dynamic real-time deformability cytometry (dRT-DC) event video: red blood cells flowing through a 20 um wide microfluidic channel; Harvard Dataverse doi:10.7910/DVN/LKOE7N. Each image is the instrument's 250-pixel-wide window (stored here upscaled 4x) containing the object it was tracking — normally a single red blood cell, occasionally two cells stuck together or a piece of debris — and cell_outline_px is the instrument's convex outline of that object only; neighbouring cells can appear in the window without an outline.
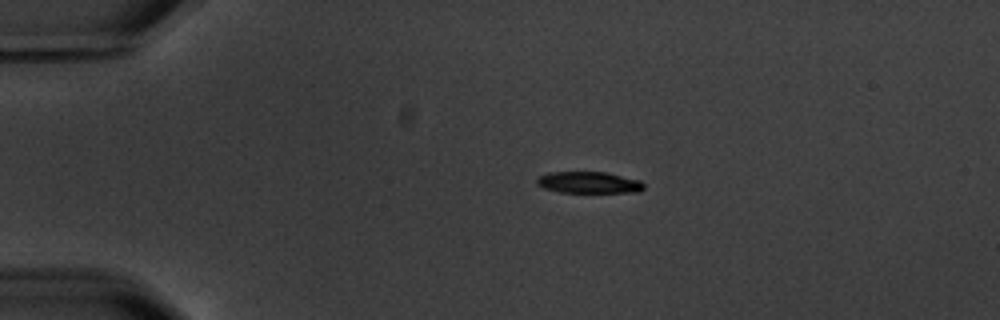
{"species": "common noctule bat (a hibernating species)", "species_latin": "Nyctalus noctula", "temperature_condition": "warm", "stored_images_in_passage": 6, "camera_frame_rate_fps": 3000, "um_per_image_px": 0.085, "animal": {"sex": "male", "body_mass_g": 20.1, "forearm_length_mm": 53.5}, "frame": {"image": 1, "passage_image": 6, "time_ms": 6.0, "image_size_px": [1000, 320], "cell_outline_px": [[644, 188], [636, 192], [560, 192], [544, 188], [536, 184], [536, 180], [540, 176], [548, 172], [604, 172], [640, 180], [644, 184]], "centroid_in_image_um": [50.03, 15.51], "position_along_channel_um": 35.0, "area_um2": 13.29}}